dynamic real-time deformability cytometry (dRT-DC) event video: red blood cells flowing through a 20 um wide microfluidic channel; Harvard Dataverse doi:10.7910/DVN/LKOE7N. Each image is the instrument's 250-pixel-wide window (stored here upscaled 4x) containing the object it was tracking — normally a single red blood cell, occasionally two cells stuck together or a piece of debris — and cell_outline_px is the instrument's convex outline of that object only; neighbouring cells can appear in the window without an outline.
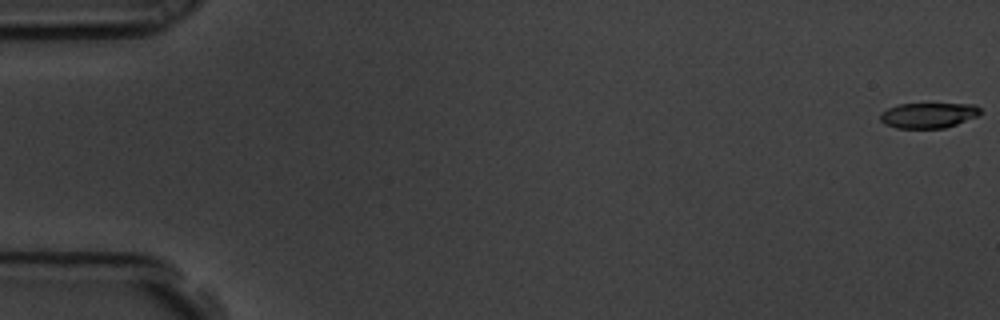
{"species": "common noctule bat (a hibernating species)", "species_latin": "Nyctalus noctula", "temperature_condition": "room temperature", "stored_images_in_passage": 58, "camera_frame_rate_fps": 3000, "um_per_image_px": 0.085, "animal": {"sex": "male", "body_mass_g": 19.5, "forearm_length_mm": 54.6}, "frame": {"image": 1, "passage_image": 1, "time_ms": 0.0, "image_size_px": [1000, 320], "cell_outline_px": [[980, 112], [976, 116], [956, 124], [944, 128], [896, 128], [884, 124], [880, 120], [880, 112], [888, 108], [900, 104], [976, 104], [980, 108]], "centroid_in_image_um": [78.87, 9.8], "position_along_channel_um": 6.1, "area_um2": 14.68}}
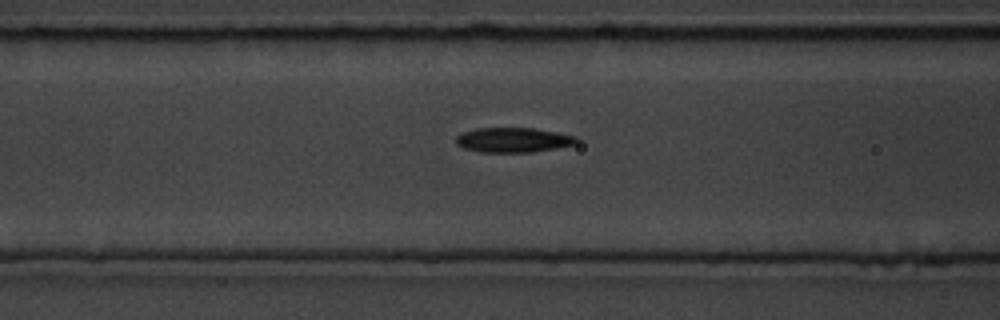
{"frame": {"image": 2, "passage_image": 24, "time_ms": 7.667, "image_size_px": [1000, 320], "cell_outline_px": [[576, 144], [556, 148], [532, 152], [480, 152], [464, 148], [456, 144], [456, 136], [464, 132], [476, 128], [532, 128], [556, 132], [576, 136]], "centroid_in_image_um": [43.6, 11.9], "position_along_channel_um": 123.0, "area_um2": 17.28}}
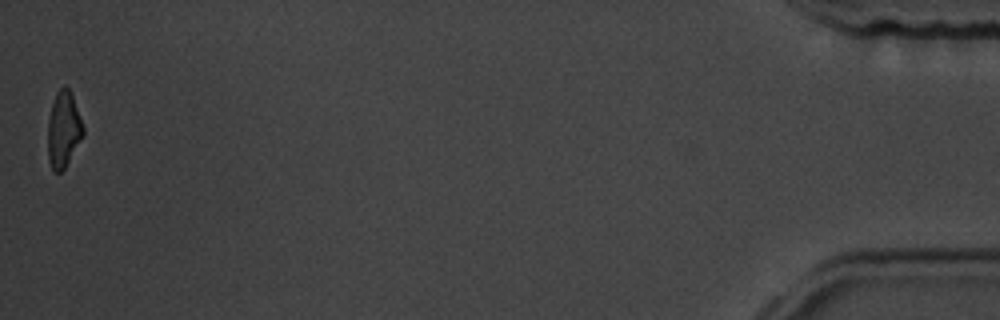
{"frame": {"image": 3, "passage_image": 58, "time_ms": 19.0, "image_size_px": [1000, 320], "cell_outline_px": [[84, 136], [64, 168], [60, 172], [52, 172], [48, 160], [48, 120], [52, 104], [56, 92], [64, 84], [68, 88], [72, 96], [84, 128]], "centroid_in_image_um": [5.39, 11.03], "position_along_channel_um": 429.8, "area_um2": 15.61}, "authors_computed_cell_mechanics": {"area_um2": 16.8198, "velocity_mm_per_s": 3.5623, "shape_relaxation_time_tau1_ms": 4.8877, "shape_relaxation_time_tau2_ms": 4.7694, "deformation_change_tau1": 0.163, "deformation_change_tau2": 0.1298}}